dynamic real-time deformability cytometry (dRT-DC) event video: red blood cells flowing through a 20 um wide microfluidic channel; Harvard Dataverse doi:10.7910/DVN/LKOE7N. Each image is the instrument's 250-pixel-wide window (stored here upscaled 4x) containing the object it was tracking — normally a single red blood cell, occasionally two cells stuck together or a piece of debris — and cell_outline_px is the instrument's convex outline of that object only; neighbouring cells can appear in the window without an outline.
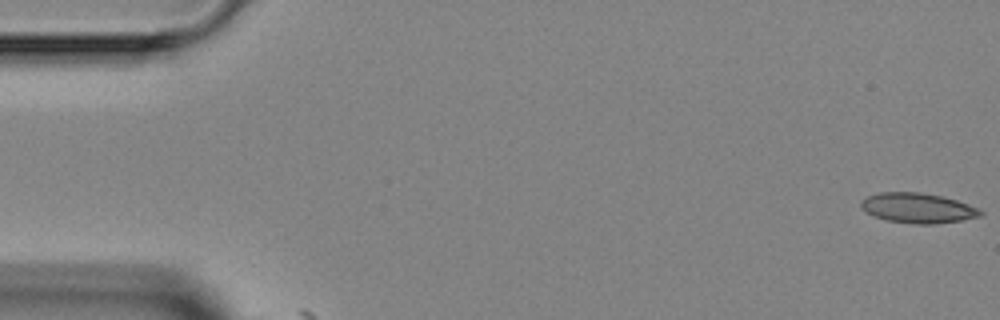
{"species": "Egyptian fruit bat (a non-hibernating species)", "species_latin": "Rousettus aegyptiacus", "temperature_condition": "room temperature", "stored_images_in_passage": 7, "camera_frame_rate_fps": 3000, "um_per_image_px": 0.085, "animal": {"sex": "female"}, "frame": {"image": 1, "passage_image": 1, "time_ms": 0.0, "image_size_px": [1000, 320], "cell_outline_px": [[984, 212], [980, 216], [960, 220], [936, 224], [916, 224], [888, 220], [872, 216], [860, 208], [860, 200], [868, 196], [880, 192], [920, 192], [940, 196], [956, 200], [968, 204]], "centroid_in_image_um": [77.96, 17.68], "position_along_channel_um": 7.0, "area_um2": 20.81}}
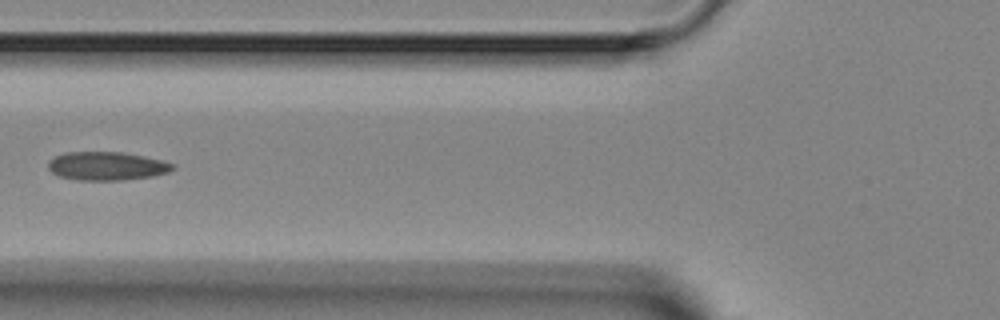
{"frame": {"image": 2, "passage_image": 6, "time_ms": 6.0, "image_size_px": [1000, 320], "cell_outline_px": [[176, 168], [168, 172], [152, 176], [124, 180], [76, 180], [60, 176], [52, 172], [48, 168], [48, 160], [64, 152], [124, 152], [144, 156], [160, 160], [172, 164]], "centroid_in_image_um": [9.05, 14.11], "position_along_channel_um": 116.7, "area_um2": 20.63}}
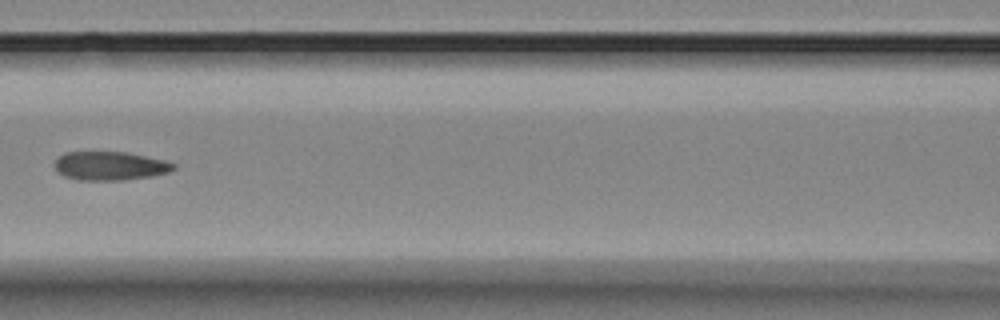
{"frame": {"image": 3, "passage_image": 7, "time_ms": 7.0, "image_size_px": [1000, 320], "cell_outline_px": [[176, 168], [168, 172], [152, 176], [124, 180], [80, 180], [64, 176], [56, 172], [56, 160], [64, 152], [128, 152], [168, 160], [176, 164]], "centroid_in_image_um": [9.4, 14.09], "position_along_channel_um": 157.2, "area_um2": 20.06}}